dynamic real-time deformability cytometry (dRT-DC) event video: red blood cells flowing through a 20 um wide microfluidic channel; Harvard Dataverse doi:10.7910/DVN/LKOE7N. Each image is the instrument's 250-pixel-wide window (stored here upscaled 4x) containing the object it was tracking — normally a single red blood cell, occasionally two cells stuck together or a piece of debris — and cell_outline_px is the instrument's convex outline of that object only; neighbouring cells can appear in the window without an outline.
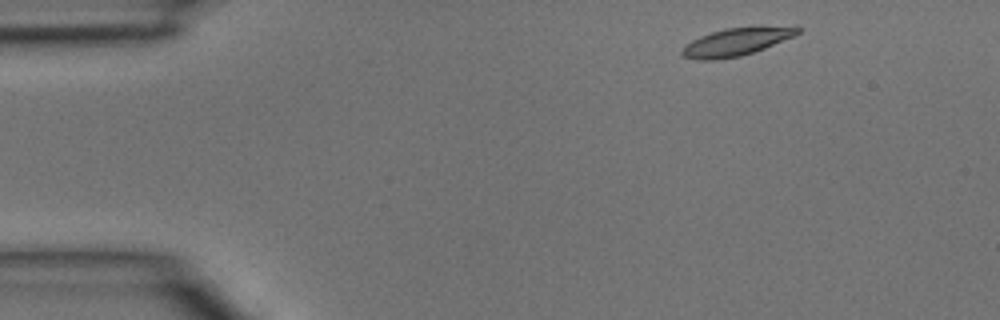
{"species": "common noctule bat (a hibernating species)", "species_latin": "Nyctalus noctula", "temperature_condition": "room temperature", "stored_images_in_passage": 3, "camera_frame_rate_fps": 3000, "um_per_image_px": 0.085, "animal": {"sex": "male", "body_mass_g": 15.6}, "frame": {"image": 1, "passage_image": 1, "time_ms": 0.0, "image_size_px": [1000, 320], "cell_outline_px": [[804, 28], [796, 36], [764, 48], [740, 56], [716, 60], [696, 60], [680, 56], [680, 52], [684, 44], [700, 36], [724, 28], [796, 24]], "centroid_in_image_um": [62.66, 3.52], "position_along_channel_um": 22.3, "area_um2": 19.42}}
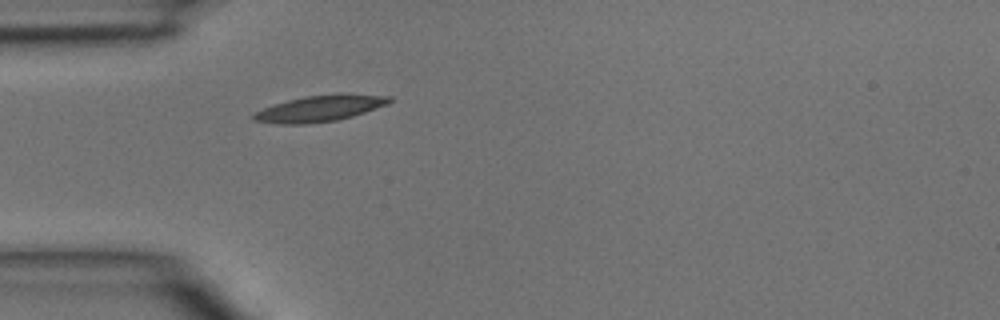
{"frame": {"image": 2, "passage_image": 3, "time_ms": 0.667, "image_size_px": [1000, 320], "cell_outline_px": [[392, 100], [388, 104], [352, 116], [336, 120], [304, 124], [280, 124], [252, 120], [252, 116], [256, 112], [264, 108], [288, 100], [308, 96], [340, 92], [392, 96]], "centroid_in_image_um": [27.25, 9.2], "position_along_channel_um": 57.8, "area_um2": 20.69}}